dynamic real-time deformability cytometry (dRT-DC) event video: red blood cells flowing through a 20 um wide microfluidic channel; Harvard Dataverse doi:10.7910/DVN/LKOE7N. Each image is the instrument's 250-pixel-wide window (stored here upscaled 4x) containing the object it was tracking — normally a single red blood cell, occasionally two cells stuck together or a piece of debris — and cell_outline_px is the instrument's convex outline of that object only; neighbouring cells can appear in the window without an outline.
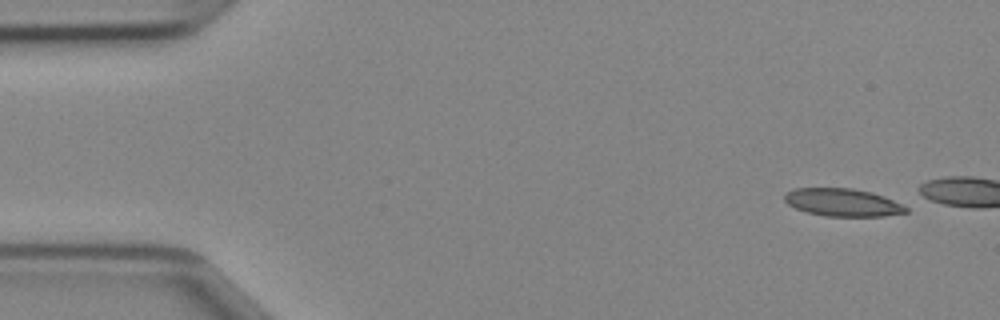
{"species": "Egyptian fruit bat (a non-hibernating species)", "species_latin": "Rousettus aegyptiacus", "temperature_condition": "cold", "stored_images_in_passage": 7, "camera_frame_rate_fps": 3000, "um_per_image_px": 0.085, "animal": {"sex": "female"}, "frame": {"image": 1, "passage_image": 1, "time_ms": 0.0, "image_size_px": [1000, 320], "cell_outline_px": [[908, 212], [884, 216], [824, 216], [808, 212], [796, 208], [788, 204], [784, 200], [784, 196], [788, 192], [796, 188], [852, 188], [872, 192], [884, 196], [908, 208]], "centroid_in_image_um": [71.63, 17.2], "position_along_channel_um": 13.4, "area_um2": 19.48}}